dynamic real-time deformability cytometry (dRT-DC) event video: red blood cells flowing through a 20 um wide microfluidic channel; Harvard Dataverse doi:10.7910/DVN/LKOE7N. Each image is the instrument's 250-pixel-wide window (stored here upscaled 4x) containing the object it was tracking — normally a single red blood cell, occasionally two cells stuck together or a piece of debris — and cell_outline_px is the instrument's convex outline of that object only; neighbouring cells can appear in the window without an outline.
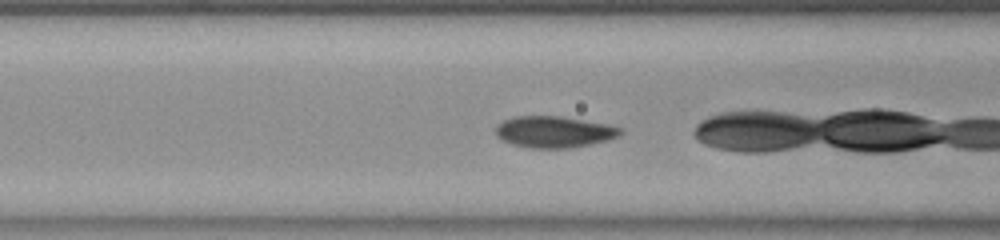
{"species": "common noctule bat (a hibernating species)", "species_latin": "Nyctalus noctula", "temperature_condition": "room temperature", "stored_images_in_passage": 43, "camera_frame_rate_fps": 3000, "um_per_image_px": 0.085, "animal": {"sex": "female", "body_mass_g": 23.0, "forearm_length_mm": 53.4}, "frame": {"image": 1, "passage_image": 14, "time_ms": 4.333, "image_size_px": [1000, 240], "cell_outline_px": [[624, 132], [620, 136], [608, 140], [568, 148], [532, 148], [512, 144], [496, 136], [496, 124], [504, 120], [516, 116], [560, 116], [604, 124], [620, 128]], "centroid_in_image_um": [47.07, 11.21], "position_along_channel_um": 119.5, "area_um2": 22.6}}
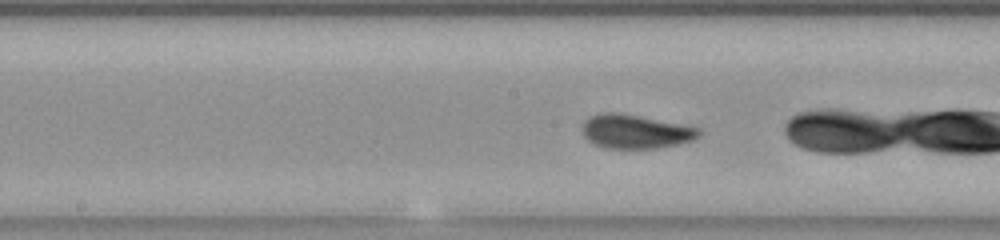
{"frame": {"image": 2, "passage_image": 20, "time_ms": 6.333, "image_size_px": [1000, 240], "cell_outline_px": [[700, 136], [692, 140], [680, 144], [656, 148], [604, 148], [588, 140], [584, 136], [584, 120], [592, 116], [604, 112], [616, 112], [688, 124], [700, 128]], "centroid_in_image_um": [54.09, 11.17], "position_along_channel_um": 194.1, "area_um2": 23.12}}
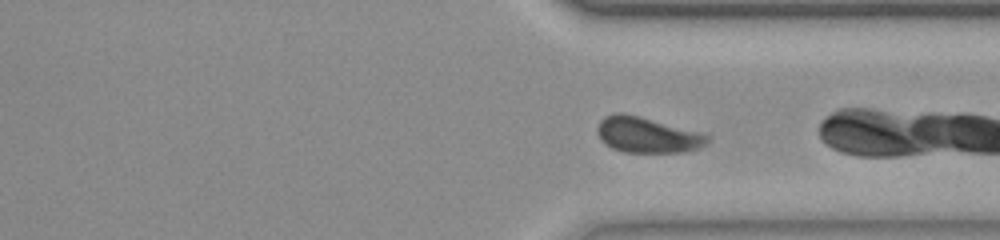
{"frame": {"image": 3, "passage_image": 33, "time_ms": 10.667, "image_size_px": [1000, 240], "cell_outline_px": [[712, 140], [708, 144], [700, 148], [684, 152], [624, 152], [612, 148], [600, 140], [596, 132], [596, 128], [600, 120], [604, 116], [616, 112], [620, 112], [704, 132], [712, 136]], "centroid_in_image_um": [55.07, 11.47], "position_along_channel_um": 356.3, "area_um2": 23.29}, "authors_computed_cell_mechanics": {"area_um2": 22.9466, "velocity_mm_per_s": 3.7363, "shape_relaxation_time_tau1_ms": 3.6719, "shape_relaxation_time_tau2_ms": 1.102, "deformation_change_tau1": 0.0947, "deformation_change_tau2": 0.0373}}